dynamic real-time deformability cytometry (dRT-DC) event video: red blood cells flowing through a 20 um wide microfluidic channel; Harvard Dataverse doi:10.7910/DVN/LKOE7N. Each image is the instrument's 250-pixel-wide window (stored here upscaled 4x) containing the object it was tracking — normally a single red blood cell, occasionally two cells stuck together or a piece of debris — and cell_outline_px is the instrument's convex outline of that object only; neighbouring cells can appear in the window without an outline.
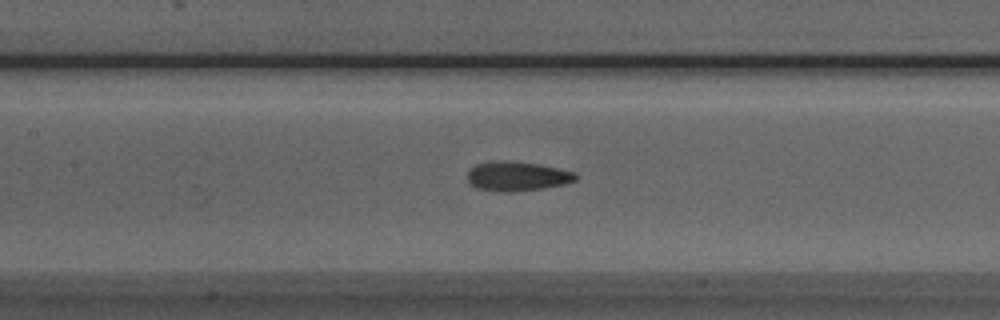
{"species": "Egyptian fruit bat (a non-hibernating species)", "species_latin": "Rousettus aegyptiacus", "temperature_condition": "room temperature", "stored_images_in_passage": 34, "camera_frame_rate_fps": 3000, "um_per_image_px": 0.085, "animal": {"sex": "male"}, "frame": {"image": 1, "passage_image": 13, "time_ms": 4.0, "image_size_px": [1000, 320], "cell_outline_px": [[576, 180], [564, 184], [544, 188], [512, 192], [500, 192], [476, 188], [468, 184], [468, 168], [476, 164], [504, 160], [536, 164], [576, 172]], "centroid_in_image_um": [43.91, 14.99], "position_along_channel_um": 163.5, "area_um2": 18.55}}
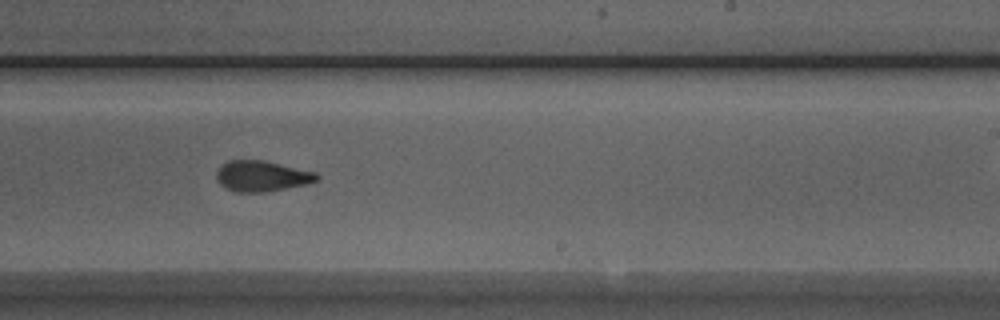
{"frame": {"image": 2, "passage_image": 21, "time_ms": 6.667, "image_size_px": [1000, 320], "cell_outline_px": [[320, 180], [308, 184], [268, 192], [236, 192], [220, 184], [216, 176], [216, 172], [220, 164], [228, 160], [264, 160], [316, 172], [320, 176]], "centroid_in_image_um": [22.28, 14.96], "position_along_channel_um": 266.7, "area_um2": 18.21}}
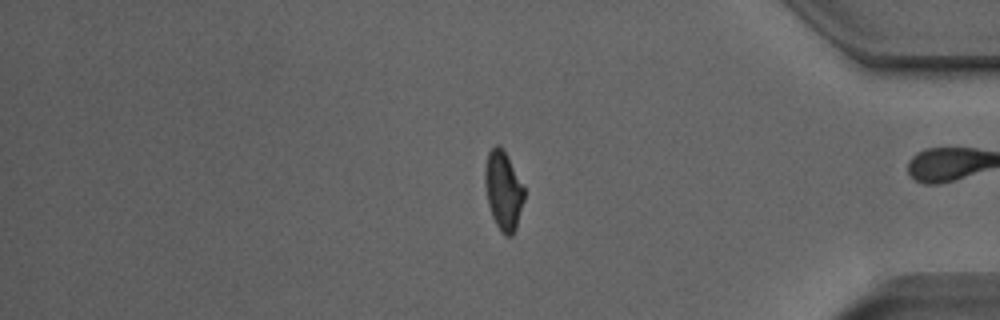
{"frame": {"image": 3, "passage_image": 33, "time_ms": 10.667, "image_size_px": [1000, 320], "cell_outline_px": [[524, 200], [516, 228], [512, 236], [504, 236], [500, 232], [492, 216], [488, 204], [484, 184], [484, 168], [488, 152], [496, 144], [500, 144], [504, 148], [524, 188]], "centroid_in_image_um": [42.76, 16.18], "position_along_channel_um": 392.4, "area_um2": 18.26}, "authors_computed_cell_mechanics": {"area_um2": 18.5827, "velocity_mm_per_s": 3.8925, "shape_relaxation_time_tau1_ms": 6.0969, "shape_relaxation_time_tau2_ms": 2.3975, "deformation_change_tau1": 0.1635, "deformation_change_tau2": 0.104}}